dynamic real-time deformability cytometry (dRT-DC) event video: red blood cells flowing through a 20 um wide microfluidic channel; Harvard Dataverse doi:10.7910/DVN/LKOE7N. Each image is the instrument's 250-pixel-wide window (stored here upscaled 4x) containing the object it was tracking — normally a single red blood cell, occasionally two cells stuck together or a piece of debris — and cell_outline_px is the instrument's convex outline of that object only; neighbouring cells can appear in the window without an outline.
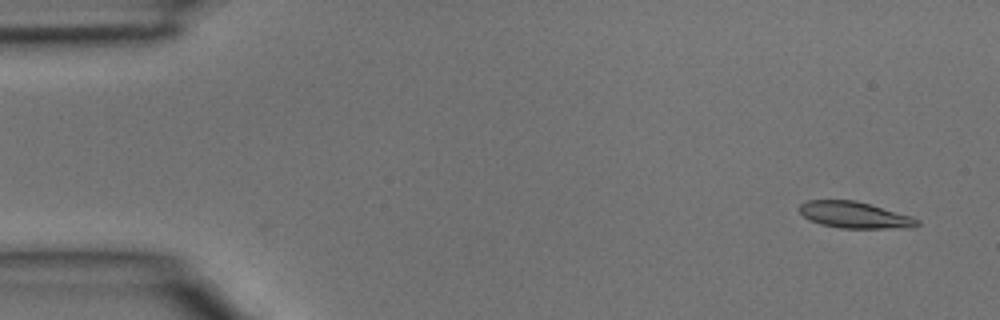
{"species": "common noctule bat (a hibernating species)", "species_latin": "Nyctalus noctula", "temperature_condition": "room temperature", "stored_images_in_passage": 2, "camera_frame_rate_fps": 3000, "um_per_image_px": 0.085, "animal": {"sex": "male", "body_mass_g": 15.6}, "frame": {"image": 1, "passage_image": 2, "time_ms": 0.333, "image_size_px": [1000, 320], "cell_outline_px": [[920, 224], [916, 228], [840, 228], [820, 224], [808, 220], [800, 212], [800, 204], [808, 200], [856, 200], [912, 216], [920, 220]], "centroid_in_image_um": [72.68, 18.28], "position_along_channel_um": 12.3, "area_um2": 18.32}}